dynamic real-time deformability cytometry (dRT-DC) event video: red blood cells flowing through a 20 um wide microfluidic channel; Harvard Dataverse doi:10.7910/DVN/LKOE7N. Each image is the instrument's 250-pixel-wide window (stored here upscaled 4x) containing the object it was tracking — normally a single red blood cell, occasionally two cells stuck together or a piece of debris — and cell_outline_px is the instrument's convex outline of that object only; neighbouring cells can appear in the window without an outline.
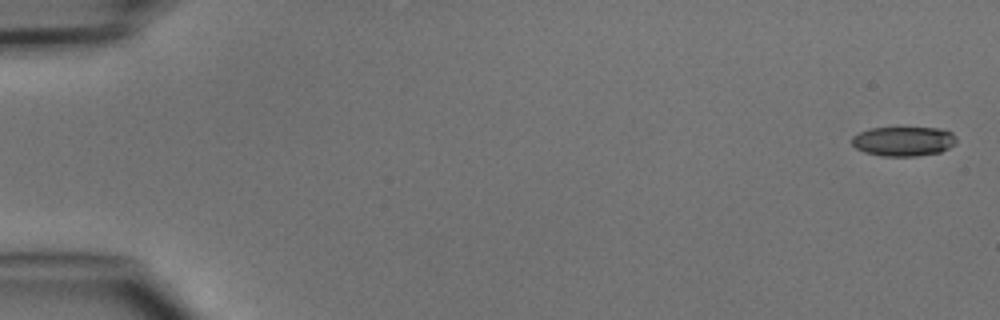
{"species": "common noctule bat (a hibernating species)", "species_latin": "Nyctalus noctula", "temperature_condition": "cold", "stored_images_in_passage": 5, "camera_frame_rate_fps": 3000, "um_per_image_px": 0.085, "animal": {"sex": "male", "body_mass_g": 15.6}, "frame": {"image": 1, "passage_image": 1, "time_ms": 0.0, "image_size_px": [1000, 320], "cell_outline_px": [[956, 144], [940, 152], [916, 156], [880, 156], [864, 152], [856, 148], [852, 144], [852, 136], [860, 132], [872, 128], [940, 128], [952, 132], [956, 136]], "centroid_in_image_um": [76.81, 12.01], "position_along_channel_um": 8.2, "area_um2": 18.03}}